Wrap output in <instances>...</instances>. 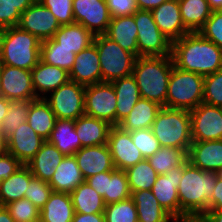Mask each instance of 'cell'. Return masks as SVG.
<instances>
[{
	"mask_svg": "<svg viewBox=\"0 0 222 222\" xmlns=\"http://www.w3.org/2000/svg\"><path fill=\"white\" fill-rule=\"evenodd\" d=\"M212 11L222 10V0H207Z\"/></svg>",
	"mask_w": 222,
	"mask_h": 222,
	"instance_id": "59",
	"label": "cell"
},
{
	"mask_svg": "<svg viewBox=\"0 0 222 222\" xmlns=\"http://www.w3.org/2000/svg\"><path fill=\"white\" fill-rule=\"evenodd\" d=\"M27 222H43L41 218L37 219V220H29Z\"/></svg>",
	"mask_w": 222,
	"mask_h": 222,
	"instance_id": "63",
	"label": "cell"
},
{
	"mask_svg": "<svg viewBox=\"0 0 222 222\" xmlns=\"http://www.w3.org/2000/svg\"><path fill=\"white\" fill-rule=\"evenodd\" d=\"M136 205L138 222H176L159 204L152 190H139L131 193Z\"/></svg>",
	"mask_w": 222,
	"mask_h": 222,
	"instance_id": "28",
	"label": "cell"
},
{
	"mask_svg": "<svg viewBox=\"0 0 222 222\" xmlns=\"http://www.w3.org/2000/svg\"><path fill=\"white\" fill-rule=\"evenodd\" d=\"M69 79L85 87L101 82L100 60L94 43L76 54Z\"/></svg>",
	"mask_w": 222,
	"mask_h": 222,
	"instance_id": "18",
	"label": "cell"
},
{
	"mask_svg": "<svg viewBox=\"0 0 222 222\" xmlns=\"http://www.w3.org/2000/svg\"><path fill=\"white\" fill-rule=\"evenodd\" d=\"M198 32L222 49V10L212 11L211 16Z\"/></svg>",
	"mask_w": 222,
	"mask_h": 222,
	"instance_id": "49",
	"label": "cell"
},
{
	"mask_svg": "<svg viewBox=\"0 0 222 222\" xmlns=\"http://www.w3.org/2000/svg\"><path fill=\"white\" fill-rule=\"evenodd\" d=\"M105 35L138 57L137 26L133 15L111 18Z\"/></svg>",
	"mask_w": 222,
	"mask_h": 222,
	"instance_id": "25",
	"label": "cell"
},
{
	"mask_svg": "<svg viewBox=\"0 0 222 222\" xmlns=\"http://www.w3.org/2000/svg\"><path fill=\"white\" fill-rule=\"evenodd\" d=\"M1 96L10 101L37 99L32 85L31 71L1 65Z\"/></svg>",
	"mask_w": 222,
	"mask_h": 222,
	"instance_id": "14",
	"label": "cell"
},
{
	"mask_svg": "<svg viewBox=\"0 0 222 222\" xmlns=\"http://www.w3.org/2000/svg\"><path fill=\"white\" fill-rule=\"evenodd\" d=\"M183 174V166L173 167L168 173L157 176L152 193L159 204L177 221L180 220L178 186Z\"/></svg>",
	"mask_w": 222,
	"mask_h": 222,
	"instance_id": "16",
	"label": "cell"
},
{
	"mask_svg": "<svg viewBox=\"0 0 222 222\" xmlns=\"http://www.w3.org/2000/svg\"><path fill=\"white\" fill-rule=\"evenodd\" d=\"M63 158L64 155L46 140L26 166L30 169L34 177L45 182H50Z\"/></svg>",
	"mask_w": 222,
	"mask_h": 222,
	"instance_id": "23",
	"label": "cell"
},
{
	"mask_svg": "<svg viewBox=\"0 0 222 222\" xmlns=\"http://www.w3.org/2000/svg\"><path fill=\"white\" fill-rule=\"evenodd\" d=\"M47 141L64 156L74 155L81 148V141L75 131V120L56 119Z\"/></svg>",
	"mask_w": 222,
	"mask_h": 222,
	"instance_id": "29",
	"label": "cell"
},
{
	"mask_svg": "<svg viewBox=\"0 0 222 222\" xmlns=\"http://www.w3.org/2000/svg\"><path fill=\"white\" fill-rule=\"evenodd\" d=\"M56 116L45 98L31 101L26 122L44 140H47L54 129Z\"/></svg>",
	"mask_w": 222,
	"mask_h": 222,
	"instance_id": "32",
	"label": "cell"
},
{
	"mask_svg": "<svg viewBox=\"0 0 222 222\" xmlns=\"http://www.w3.org/2000/svg\"><path fill=\"white\" fill-rule=\"evenodd\" d=\"M41 42L18 26L5 28L0 50L1 65L31 71L40 60Z\"/></svg>",
	"mask_w": 222,
	"mask_h": 222,
	"instance_id": "4",
	"label": "cell"
},
{
	"mask_svg": "<svg viewBox=\"0 0 222 222\" xmlns=\"http://www.w3.org/2000/svg\"><path fill=\"white\" fill-rule=\"evenodd\" d=\"M218 174L222 178V169L218 172Z\"/></svg>",
	"mask_w": 222,
	"mask_h": 222,
	"instance_id": "65",
	"label": "cell"
},
{
	"mask_svg": "<svg viewBox=\"0 0 222 222\" xmlns=\"http://www.w3.org/2000/svg\"><path fill=\"white\" fill-rule=\"evenodd\" d=\"M31 74L32 85L37 98H45L47 93L58 89L70 80L69 73L65 69L46 64L41 60L31 70Z\"/></svg>",
	"mask_w": 222,
	"mask_h": 222,
	"instance_id": "22",
	"label": "cell"
},
{
	"mask_svg": "<svg viewBox=\"0 0 222 222\" xmlns=\"http://www.w3.org/2000/svg\"><path fill=\"white\" fill-rule=\"evenodd\" d=\"M111 127L108 122L86 114L75 120V131L81 141V148L107 144Z\"/></svg>",
	"mask_w": 222,
	"mask_h": 222,
	"instance_id": "24",
	"label": "cell"
},
{
	"mask_svg": "<svg viewBox=\"0 0 222 222\" xmlns=\"http://www.w3.org/2000/svg\"><path fill=\"white\" fill-rule=\"evenodd\" d=\"M0 222H15L5 206H0Z\"/></svg>",
	"mask_w": 222,
	"mask_h": 222,
	"instance_id": "58",
	"label": "cell"
},
{
	"mask_svg": "<svg viewBox=\"0 0 222 222\" xmlns=\"http://www.w3.org/2000/svg\"><path fill=\"white\" fill-rule=\"evenodd\" d=\"M131 197L125 171L114 168L108 171L107 192L103 196L105 204L115 203Z\"/></svg>",
	"mask_w": 222,
	"mask_h": 222,
	"instance_id": "41",
	"label": "cell"
},
{
	"mask_svg": "<svg viewBox=\"0 0 222 222\" xmlns=\"http://www.w3.org/2000/svg\"><path fill=\"white\" fill-rule=\"evenodd\" d=\"M6 151V139L2 136L0 132V154Z\"/></svg>",
	"mask_w": 222,
	"mask_h": 222,
	"instance_id": "60",
	"label": "cell"
},
{
	"mask_svg": "<svg viewBox=\"0 0 222 222\" xmlns=\"http://www.w3.org/2000/svg\"><path fill=\"white\" fill-rule=\"evenodd\" d=\"M161 107L157 102L141 98L118 126L127 132L151 128Z\"/></svg>",
	"mask_w": 222,
	"mask_h": 222,
	"instance_id": "31",
	"label": "cell"
},
{
	"mask_svg": "<svg viewBox=\"0 0 222 222\" xmlns=\"http://www.w3.org/2000/svg\"><path fill=\"white\" fill-rule=\"evenodd\" d=\"M85 181L95 189L97 193H99L102 197L107 192L108 186V171L101 172L96 175L90 176Z\"/></svg>",
	"mask_w": 222,
	"mask_h": 222,
	"instance_id": "52",
	"label": "cell"
},
{
	"mask_svg": "<svg viewBox=\"0 0 222 222\" xmlns=\"http://www.w3.org/2000/svg\"><path fill=\"white\" fill-rule=\"evenodd\" d=\"M117 98L116 126L124 120L132 111L136 103L141 99L140 91L134 76L119 78L111 81Z\"/></svg>",
	"mask_w": 222,
	"mask_h": 222,
	"instance_id": "26",
	"label": "cell"
},
{
	"mask_svg": "<svg viewBox=\"0 0 222 222\" xmlns=\"http://www.w3.org/2000/svg\"><path fill=\"white\" fill-rule=\"evenodd\" d=\"M56 17L60 26L75 22L73 14V0H38Z\"/></svg>",
	"mask_w": 222,
	"mask_h": 222,
	"instance_id": "48",
	"label": "cell"
},
{
	"mask_svg": "<svg viewBox=\"0 0 222 222\" xmlns=\"http://www.w3.org/2000/svg\"><path fill=\"white\" fill-rule=\"evenodd\" d=\"M185 28L198 32L211 16L212 10L207 0H178Z\"/></svg>",
	"mask_w": 222,
	"mask_h": 222,
	"instance_id": "36",
	"label": "cell"
},
{
	"mask_svg": "<svg viewBox=\"0 0 222 222\" xmlns=\"http://www.w3.org/2000/svg\"><path fill=\"white\" fill-rule=\"evenodd\" d=\"M103 214L105 222H138L136 205L131 197L107 204Z\"/></svg>",
	"mask_w": 222,
	"mask_h": 222,
	"instance_id": "43",
	"label": "cell"
},
{
	"mask_svg": "<svg viewBox=\"0 0 222 222\" xmlns=\"http://www.w3.org/2000/svg\"><path fill=\"white\" fill-rule=\"evenodd\" d=\"M49 94L45 100L56 119L76 120L85 114V86L69 80Z\"/></svg>",
	"mask_w": 222,
	"mask_h": 222,
	"instance_id": "9",
	"label": "cell"
},
{
	"mask_svg": "<svg viewBox=\"0 0 222 222\" xmlns=\"http://www.w3.org/2000/svg\"><path fill=\"white\" fill-rule=\"evenodd\" d=\"M173 66L172 55L137 57L132 75L136 80L141 98L165 107L168 81Z\"/></svg>",
	"mask_w": 222,
	"mask_h": 222,
	"instance_id": "3",
	"label": "cell"
},
{
	"mask_svg": "<svg viewBox=\"0 0 222 222\" xmlns=\"http://www.w3.org/2000/svg\"><path fill=\"white\" fill-rule=\"evenodd\" d=\"M193 142L222 140V108L201 103L190 111Z\"/></svg>",
	"mask_w": 222,
	"mask_h": 222,
	"instance_id": "11",
	"label": "cell"
},
{
	"mask_svg": "<svg viewBox=\"0 0 222 222\" xmlns=\"http://www.w3.org/2000/svg\"><path fill=\"white\" fill-rule=\"evenodd\" d=\"M75 57V53L59 47L53 38L41 42L40 60L46 64L65 69L69 73L75 62Z\"/></svg>",
	"mask_w": 222,
	"mask_h": 222,
	"instance_id": "37",
	"label": "cell"
},
{
	"mask_svg": "<svg viewBox=\"0 0 222 222\" xmlns=\"http://www.w3.org/2000/svg\"><path fill=\"white\" fill-rule=\"evenodd\" d=\"M36 0H0V28L18 26L23 13Z\"/></svg>",
	"mask_w": 222,
	"mask_h": 222,
	"instance_id": "42",
	"label": "cell"
},
{
	"mask_svg": "<svg viewBox=\"0 0 222 222\" xmlns=\"http://www.w3.org/2000/svg\"><path fill=\"white\" fill-rule=\"evenodd\" d=\"M111 18L131 16L137 10L136 0H105Z\"/></svg>",
	"mask_w": 222,
	"mask_h": 222,
	"instance_id": "50",
	"label": "cell"
},
{
	"mask_svg": "<svg viewBox=\"0 0 222 222\" xmlns=\"http://www.w3.org/2000/svg\"><path fill=\"white\" fill-rule=\"evenodd\" d=\"M74 206L69 193L52 192L40 210L43 222H72Z\"/></svg>",
	"mask_w": 222,
	"mask_h": 222,
	"instance_id": "33",
	"label": "cell"
},
{
	"mask_svg": "<svg viewBox=\"0 0 222 222\" xmlns=\"http://www.w3.org/2000/svg\"><path fill=\"white\" fill-rule=\"evenodd\" d=\"M203 91V76L174 65L168 81L165 107L191 111L203 103Z\"/></svg>",
	"mask_w": 222,
	"mask_h": 222,
	"instance_id": "6",
	"label": "cell"
},
{
	"mask_svg": "<svg viewBox=\"0 0 222 222\" xmlns=\"http://www.w3.org/2000/svg\"><path fill=\"white\" fill-rule=\"evenodd\" d=\"M18 27L44 41L53 38L60 24L50 10L36 0L21 13Z\"/></svg>",
	"mask_w": 222,
	"mask_h": 222,
	"instance_id": "13",
	"label": "cell"
},
{
	"mask_svg": "<svg viewBox=\"0 0 222 222\" xmlns=\"http://www.w3.org/2000/svg\"><path fill=\"white\" fill-rule=\"evenodd\" d=\"M74 157L84 179L114 169L108 144L82 147Z\"/></svg>",
	"mask_w": 222,
	"mask_h": 222,
	"instance_id": "19",
	"label": "cell"
},
{
	"mask_svg": "<svg viewBox=\"0 0 222 222\" xmlns=\"http://www.w3.org/2000/svg\"><path fill=\"white\" fill-rule=\"evenodd\" d=\"M167 0H136L139 10L152 11Z\"/></svg>",
	"mask_w": 222,
	"mask_h": 222,
	"instance_id": "55",
	"label": "cell"
},
{
	"mask_svg": "<svg viewBox=\"0 0 222 222\" xmlns=\"http://www.w3.org/2000/svg\"><path fill=\"white\" fill-rule=\"evenodd\" d=\"M174 65L205 77L222 69V49L199 32H189L172 42Z\"/></svg>",
	"mask_w": 222,
	"mask_h": 222,
	"instance_id": "1",
	"label": "cell"
},
{
	"mask_svg": "<svg viewBox=\"0 0 222 222\" xmlns=\"http://www.w3.org/2000/svg\"><path fill=\"white\" fill-rule=\"evenodd\" d=\"M187 160L203 171L218 173L222 169V140L192 142Z\"/></svg>",
	"mask_w": 222,
	"mask_h": 222,
	"instance_id": "21",
	"label": "cell"
},
{
	"mask_svg": "<svg viewBox=\"0 0 222 222\" xmlns=\"http://www.w3.org/2000/svg\"><path fill=\"white\" fill-rule=\"evenodd\" d=\"M15 222H27L40 218V210L29 200L23 198L5 205Z\"/></svg>",
	"mask_w": 222,
	"mask_h": 222,
	"instance_id": "46",
	"label": "cell"
},
{
	"mask_svg": "<svg viewBox=\"0 0 222 222\" xmlns=\"http://www.w3.org/2000/svg\"><path fill=\"white\" fill-rule=\"evenodd\" d=\"M137 26L139 56H170L172 42L158 28L151 11L137 10L134 14Z\"/></svg>",
	"mask_w": 222,
	"mask_h": 222,
	"instance_id": "8",
	"label": "cell"
},
{
	"mask_svg": "<svg viewBox=\"0 0 222 222\" xmlns=\"http://www.w3.org/2000/svg\"><path fill=\"white\" fill-rule=\"evenodd\" d=\"M130 135L132 142L140 150L144 159H148L161 148L160 142L155 138L151 128L131 131Z\"/></svg>",
	"mask_w": 222,
	"mask_h": 222,
	"instance_id": "45",
	"label": "cell"
},
{
	"mask_svg": "<svg viewBox=\"0 0 222 222\" xmlns=\"http://www.w3.org/2000/svg\"><path fill=\"white\" fill-rule=\"evenodd\" d=\"M94 37L83 25L74 22L60 26L53 39L59 44V47L69 49L71 52L78 54L93 44Z\"/></svg>",
	"mask_w": 222,
	"mask_h": 222,
	"instance_id": "30",
	"label": "cell"
},
{
	"mask_svg": "<svg viewBox=\"0 0 222 222\" xmlns=\"http://www.w3.org/2000/svg\"><path fill=\"white\" fill-rule=\"evenodd\" d=\"M45 141L27 122H24L6 139V151L26 165Z\"/></svg>",
	"mask_w": 222,
	"mask_h": 222,
	"instance_id": "17",
	"label": "cell"
},
{
	"mask_svg": "<svg viewBox=\"0 0 222 222\" xmlns=\"http://www.w3.org/2000/svg\"><path fill=\"white\" fill-rule=\"evenodd\" d=\"M160 175L168 173L173 167L183 166L187 160V152L173 147H161L147 159Z\"/></svg>",
	"mask_w": 222,
	"mask_h": 222,
	"instance_id": "39",
	"label": "cell"
},
{
	"mask_svg": "<svg viewBox=\"0 0 222 222\" xmlns=\"http://www.w3.org/2000/svg\"><path fill=\"white\" fill-rule=\"evenodd\" d=\"M201 218L205 222H222V211L208 210Z\"/></svg>",
	"mask_w": 222,
	"mask_h": 222,
	"instance_id": "56",
	"label": "cell"
},
{
	"mask_svg": "<svg viewBox=\"0 0 222 222\" xmlns=\"http://www.w3.org/2000/svg\"><path fill=\"white\" fill-rule=\"evenodd\" d=\"M93 43L100 60L101 82H111L132 74L137 58L133 53L124 50L105 34L96 35Z\"/></svg>",
	"mask_w": 222,
	"mask_h": 222,
	"instance_id": "7",
	"label": "cell"
},
{
	"mask_svg": "<svg viewBox=\"0 0 222 222\" xmlns=\"http://www.w3.org/2000/svg\"><path fill=\"white\" fill-rule=\"evenodd\" d=\"M0 96H1V63H0Z\"/></svg>",
	"mask_w": 222,
	"mask_h": 222,
	"instance_id": "64",
	"label": "cell"
},
{
	"mask_svg": "<svg viewBox=\"0 0 222 222\" xmlns=\"http://www.w3.org/2000/svg\"><path fill=\"white\" fill-rule=\"evenodd\" d=\"M85 179L78 167L76 158L64 156L59 166L56 168L49 185L52 192L71 193L77 186L83 183Z\"/></svg>",
	"mask_w": 222,
	"mask_h": 222,
	"instance_id": "27",
	"label": "cell"
},
{
	"mask_svg": "<svg viewBox=\"0 0 222 222\" xmlns=\"http://www.w3.org/2000/svg\"><path fill=\"white\" fill-rule=\"evenodd\" d=\"M209 210L222 211V178L218 176L211 196V208Z\"/></svg>",
	"mask_w": 222,
	"mask_h": 222,
	"instance_id": "53",
	"label": "cell"
},
{
	"mask_svg": "<svg viewBox=\"0 0 222 222\" xmlns=\"http://www.w3.org/2000/svg\"><path fill=\"white\" fill-rule=\"evenodd\" d=\"M32 100L10 101L9 108L0 126L2 136L7 139L15 130L26 122Z\"/></svg>",
	"mask_w": 222,
	"mask_h": 222,
	"instance_id": "40",
	"label": "cell"
},
{
	"mask_svg": "<svg viewBox=\"0 0 222 222\" xmlns=\"http://www.w3.org/2000/svg\"><path fill=\"white\" fill-rule=\"evenodd\" d=\"M117 98L111 82L85 87V114L116 126Z\"/></svg>",
	"mask_w": 222,
	"mask_h": 222,
	"instance_id": "10",
	"label": "cell"
},
{
	"mask_svg": "<svg viewBox=\"0 0 222 222\" xmlns=\"http://www.w3.org/2000/svg\"><path fill=\"white\" fill-rule=\"evenodd\" d=\"M203 103L222 108V69L204 77Z\"/></svg>",
	"mask_w": 222,
	"mask_h": 222,
	"instance_id": "44",
	"label": "cell"
},
{
	"mask_svg": "<svg viewBox=\"0 0 222 222\" xmlns=\"http://www.w3.org/2000/svg\"><path fill=\"white\" fill-rule=\"evenodd\" d=\"M22 165L19 160L7 151L0 154V182L8 179Z\"/></svg>",
	"mask_w": 222,
	"mask_h": 222,
	"instance_id": "51",
	"label": "cell"
},
{
	"mask_svg": "<svg viewBox=\"0 0 222 222\" xmlns=\"http://www.w3.org/2000/svg\"><path fill=\"white\" fill-rule=\"evenodd\" d=\"M151 129L161 147H173L188 153L193 142L190 111L161 107Z\"/></svg>",
	"mask_w": 222,
	"mask_h": 222,
	"instance_id": "5",
	"label": "cell"
},
{
	"mask_svg": "<svg viewBox=\"0 0 222 222\" xmlns=\"http://www.w3.org/2000/svg\"><path fill=\"white\" fill-rule=\"evenodd\" d=\"M151 12L159 30L171 42L189 33L184 26L178 0H167Z\"/></svg>",
	"mask_w": 222,
	"mask_h": 222,
	"instance_id": "20",
	"label": "cell"
},
{
	"mask_svg": "<svg viewBox=\"0 0 222 222\" xmlns=\"http://www.w3.org/2000/svg\"><path fill=\"white\" fill-rule=\"evenodd\" d=\"M75 213L94 214L103 213L105 202L103 197L86 181L81 183L70 193Z\"/></svg>",
	"mask_w": 222,
	"mask_h": 222,
	"instance_id": "34",
	"label": "cell"
},
{
	"mask_svg": "<svg viewBox=\"0 0 222 222\" xmlns=\"http://www.w3.org/2000/svg\"><path fill=\"white\" fill-rule=\"evenodd\" d=\"M51 193L52 188L49 185V182H45L33 176L28 184V189L25 191L24 198L31 201L39 210H41L48 201Z\"/></svg>",
	"mask_w": 222,
	"mask_h": 222,
	"instance_id": "47",
	"label": "cell"
},
{
	"mask_svg": "<svg viewBox=\"0 0 222 222\" xmlns=\"http://www.w3.org/2000/svg\"><path fill=\"white\" fill-rule=\"evenodd\" d=\"M32 177L33 175L30 172V169L26 165H22L8 179L1 181V206H5L15 200L23 199Z\"/></svg>",
	"mask_w": 222,
	"mask_h": 222,
	"instance_id": "35",
	"label": "cell"
},
{
	"mask_svg": "<svg viewBox=\"0 0 222 222\" xmlns=\"http://www.w3.org/2000/svg\"><path fill=\"white\" fill-rule=\"evenodd\" d=\"M3 32H4V29L0 28V50H1V43H2Z\"/></svg>",
	"mask_w": 222,
	"mask_h": 222,
	"instance_id": "62",
	"label": "cell"
},
{
	"mask_svg": "<svg viewBox=\"0 0 222 222\" xmlns=\"http://www.w3.org/2000/svg\"><path fill=\"white\" fill-rule=\"evenodd\" d=\"M75 23L83 25L94 36L105 34L111 16L105 0H73Z\"/></svg>",
	"mask_w": 222,
	"mask_h": 222,
	"instance_id": "12",
	"label": "cell"
},
{
	"mask_svg": "<svg viewBox=\"0 0 222 222\" xmlns=\"http://www.w3.org/2000/svg\"><path fill=\"white\" fill-rule=\"evenodd\" d=\"M130 192L152 190L159 175L147 159L125 170Z\"/></svg>",
	"mask_w": 222,
	"mask_h": 222,
	"instance_id": "38",
	"label": "cell"
},
{
	"mask_svg": "<svg viewBox=\"0 0 222 222\" xmlns=\"http://www.w3.org/2000/svg\"><path fill=\"white\" fill-rule=\"evenodd\" d=\"M177 222H205L202 218H185Z\"/></svg>",
	"mask_w": 222,
	"mask_h": 222,
	"instance_id": "61",
	"label": "cell"
},
{
	"mask_svg": "<svg viewBox=\"0 0 222 222\" xmlns=\"http://www.w3.org/2000/svg\"><path fill=\"white\" fill-rule=\"evenodd\" d=\"M219 174L203 171L189 161L183 165L178 186L180 220L201 218L211 208V196Z\"/></svg>",
	"mask_w": 222,
	"mask_h": 222,
	"instance_id": "2",
	"label": "cell"
},
{
	"mask_svg": "<svg viewBox=\"0 0 222 222\" xmlns=\"http://www.w3.org/2000/svg\"><path fill=\"white\" fill-rule=\"evenodd\" d=\"M72 222H105L103 213L82 214L74 213Z\"/></svg>",
	"mask_w": 222,
	"mask_h": 222,
	"instance_id": "54",
	"label": "cell"
},
{
	"mask_svg": "<svg viewBox=\"0 0 222 222\" xmlns=\"http://www.w3.org/2000/svg\"><path fill=\"white\" fill-rule=\"evenodd\" d=\"M9 102L10 100L6 99L3 96H0V126L7 114L9 108Z\"/></svg>",
	"mask_w": 222,
	"mask_h": 222,
	"instance_id": "57",
	"label": "cell"
},
{
	"mask_svg": "<svg viewBox=\"0 0 222 222\" xmlns=\"http://www.w3.org/2000/svg\"><path fill=\"white\" fill-rule=\"evenodd\" d=\"M107 144L116 169L125 171L144 160L140 150L132 142L130 132L121 129L119 126L110 128Z\"/></svg>",
	"mask_w": 222,
	"mask_h": 222,
	"instance_id": "15",
	"label": "cell"
}]
</instances>
